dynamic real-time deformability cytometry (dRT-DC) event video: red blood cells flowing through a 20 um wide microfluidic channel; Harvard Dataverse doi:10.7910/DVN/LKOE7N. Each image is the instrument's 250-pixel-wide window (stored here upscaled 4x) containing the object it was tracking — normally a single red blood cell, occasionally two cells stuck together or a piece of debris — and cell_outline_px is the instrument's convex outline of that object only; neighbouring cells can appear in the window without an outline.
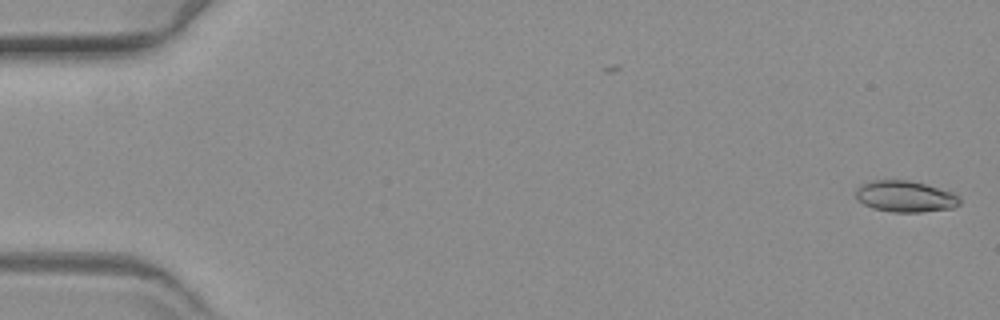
{"species": "common noctule bat (a hibernating species)", "species_latin": "Nyctalus noctula", "temperature_condition": "warm", "stored_images_in_passage": 58, "camera_frame_rate_fps": 3000, "um_per_image_px": 0.085, "animal": {"sex": "female", "body_mass_g": 19.3, "forearm_length_mm": 54.1}, "frame": {"image": 1, "passage_image": 1, "time_ms": 0.0, "image_size_px": [1000, 320], "cell_outline_px": [[960, 204], [952, 208], [920, 212], [892, 212], [872, 208], [856, 200], [856, 188], [860, 184], [872, 180], [908, 180], [924, 184], [952, 192], [960, 196]], "centroid_in_image_um": [76.92, 16.7], "position_along_channel_um": 8.1, "area_um2": 19.02}}
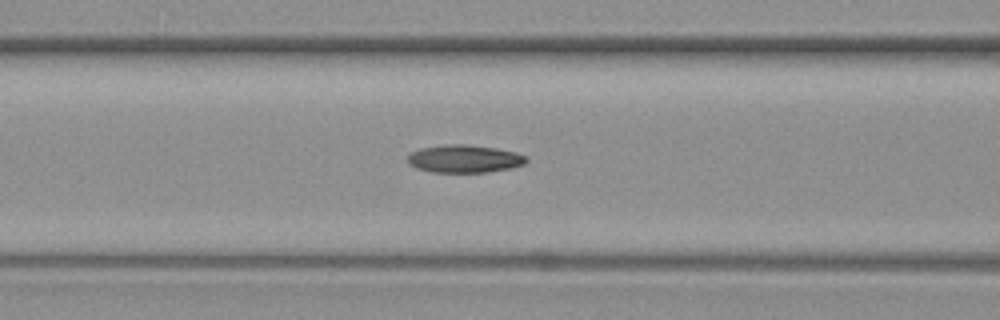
{"frame": {"image": 2, "passage_image": 24, "time_ms": 7.667, "image_size_px": [1000, 320], "cell_outline_px": [[528, 160], [524, 164], [512, 168], [488, 172], [432, 172], [416, 168], [408, 164], [408, 156], [412, 152], [420, 148], [448, 144], [464, 144], [496, 148], [516, 152], [528, 156]], "centroid_in_image_um": [39.5, 13.5], "position_along_channel_um": 127.1, "area_um2": 19.31}}
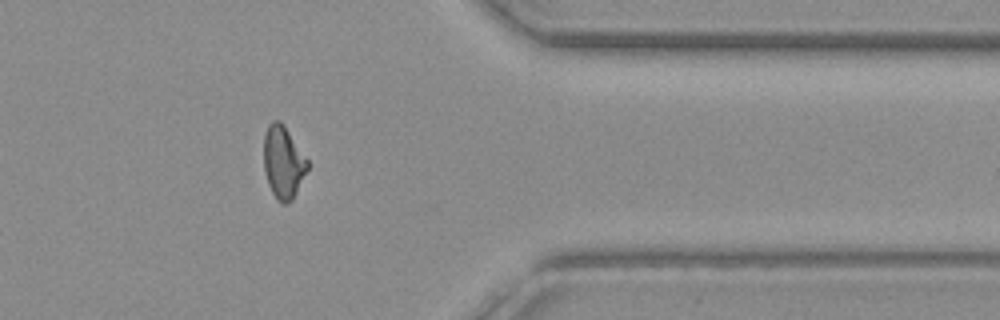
{"frame": {"image": 3, "passage_image": 47, "time_ms": 15.333, "image_size_px": [1000, 320], "cell_outline_px": [[308, 168], [292, 200], [288, 204], [284, 204], [276, 200], [268, 184], [264, 172], [264, 136], [268, 124], [272, 120], [280, 120], [284, 124], [308, 160]], "centroid_in_image_um": [24.06, 13.78], "position_along_channel_um": 387.3, "area_um2": 18.55}}